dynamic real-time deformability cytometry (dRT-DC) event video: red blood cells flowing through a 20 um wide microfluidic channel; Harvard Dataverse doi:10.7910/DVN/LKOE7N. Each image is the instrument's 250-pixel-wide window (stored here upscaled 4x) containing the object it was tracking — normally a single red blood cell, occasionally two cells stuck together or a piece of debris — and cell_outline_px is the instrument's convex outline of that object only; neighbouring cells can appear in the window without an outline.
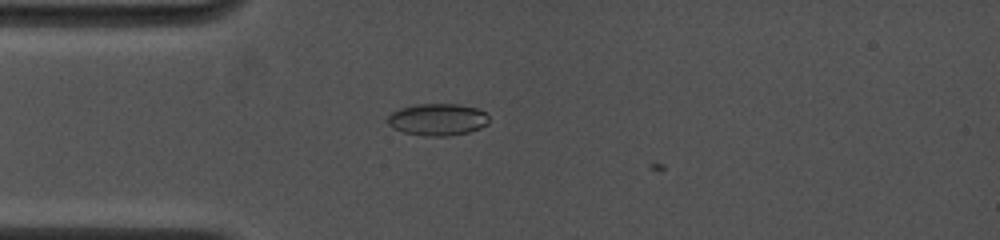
{"species": "common noctule bat (a hibernating species)", "species_latin": "Nyctalus noctula", "temperature_condition": "cold", "stored_images_in_passage": 3, "camera_frame_rate_fps": 4500, "um_per_image_px": 0.085, "animal": {"sex": "female", "body_mass_g": 19.0, "forearm_length_mm": 53.3}, "frame": {"image": 1, "passage_image": 1, "time_ms": 0.0, "image_size_px": [1000, 240], "cell_outline_px": [[488, 124], [480, 128], [468, 132], [448, 136], [424, 136], [404, 132], [392, 128], [388, 124], [388, 116], [392, 112], [400, 108], [416, 104], [456, 104], [476, 108], [484, 112], [488, 116]], "centroid_in_image_um": [37.18, 10.16], "position_along_channel_um": 47.8, "area_um2": 18.84}}